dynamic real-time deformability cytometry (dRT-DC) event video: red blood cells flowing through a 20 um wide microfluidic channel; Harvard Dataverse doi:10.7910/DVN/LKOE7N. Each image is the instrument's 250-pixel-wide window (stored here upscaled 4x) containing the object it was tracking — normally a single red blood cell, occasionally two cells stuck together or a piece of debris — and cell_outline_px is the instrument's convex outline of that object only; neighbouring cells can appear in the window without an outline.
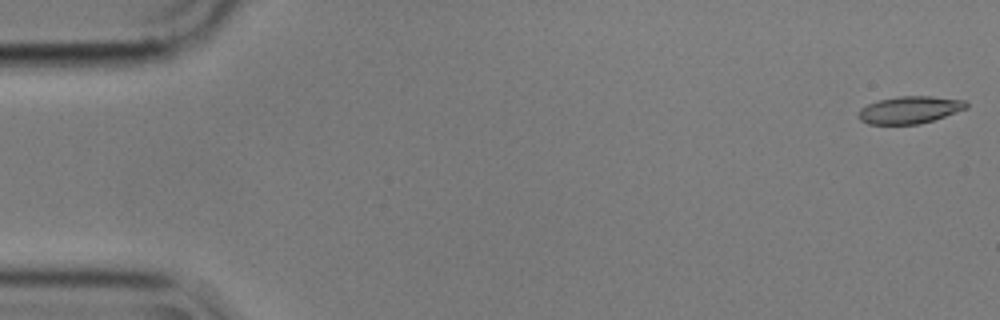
{"species": "common noctule bat (a hibernating species)", "species_latin": "Nyctalus noctula", "temperature_condition": "cold", "stored_images_in_passage": 6, "camera_frame_rate_fps": 3000, "um_per_image_px": 0.085, "animal": {"sex": "male", "body_mass_g": 17.9}, "frame": {"image": 1, "passage_image": 1, "time_ms": 0.0, "image_size_px": [1000, 320], "cell_outline_px": [[968, 108], [920, 124], [868, 124], [860, 120], [856, 116], [860, 108], [868, 104], [880, 100], [896, 96], [932, 96], [964, 100], [968, 104]], "centroid_in_image_um": [77.3, 9.33], "position_along_channel_um": 7.7, "area_um2": 17.17}}